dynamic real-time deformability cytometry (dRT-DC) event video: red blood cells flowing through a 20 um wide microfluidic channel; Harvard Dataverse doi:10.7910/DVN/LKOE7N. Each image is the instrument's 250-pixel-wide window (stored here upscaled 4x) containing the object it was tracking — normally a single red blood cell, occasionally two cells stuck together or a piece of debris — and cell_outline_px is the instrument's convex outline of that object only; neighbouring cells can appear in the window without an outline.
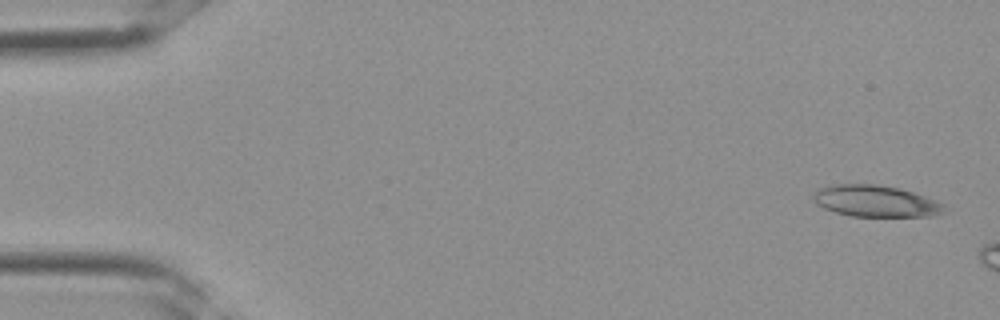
{"species": "Egyptian fruit bat (a non-hibernating species)", "species_latin": "Rousettus aegyptiacus", "temperature_condition": "room temperature", "stored_images_in_passage": 3, "camera_frame_rate_fps": 3000, "um_per_image_px": 0.085, "frame": {"image": 1, "passage_image": 1, "time_ms": 0.0, "image_size_px": [1000, 320], "cell_outline_px": [[948, 212], [932, 216], [852, 216], [836, 212], [824, 208], [816, 204], [812, 200], [812, 196], [816, 188], [832, 184], [876, 184], [900, 188], [936, 200], [944, 204]], "centroid_in_image_um": [74.42, 17.09], "position_along_channel_um": 10.6, "area_um2": 24.33}}